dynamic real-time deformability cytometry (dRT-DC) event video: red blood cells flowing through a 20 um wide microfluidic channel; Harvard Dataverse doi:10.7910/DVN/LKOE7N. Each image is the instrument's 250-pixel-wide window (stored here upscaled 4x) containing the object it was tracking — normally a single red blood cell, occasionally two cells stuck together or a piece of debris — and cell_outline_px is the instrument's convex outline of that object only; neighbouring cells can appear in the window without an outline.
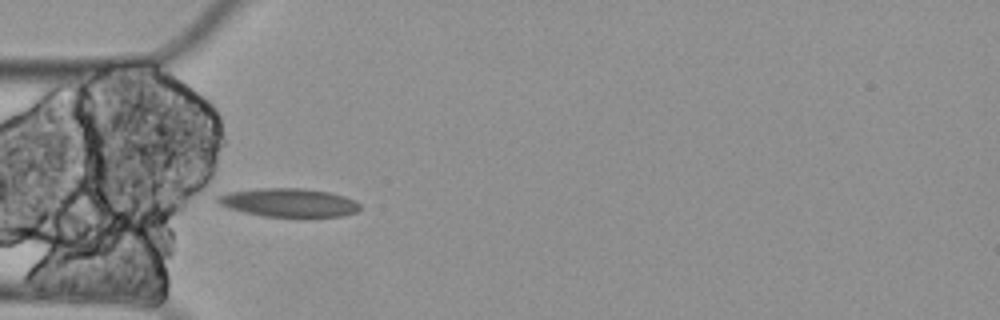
{"species": "Egyptian fruit bat (a non-hibernating species)", "species_latin": "Rousettus aegyptiacus", "temperature_condition": "cold", "stored_images_in_passage": 7, "camera_frame_rate_fps": 3000, "um_per_image_px": 0.085, "animal": {"sex": "female"}, "frame": {"image": 1, "passage_image": 5, "time_ms": 1.333, "image_size_px": [1000, 320], "cell_outline_px": [[360, 208], [356, 212], [340, 216], [264, 216], [244, 212], [228, 208], [220, 204], [216, 200], [216, 196], [228, 192], [260, 188], [300, 188], [328, 192], [344, 196], [360, 204]], "centroid_in_image_um": [24.51, 17.21], "position_along_channel_um": 60.5, "area_um2": 23.29}}
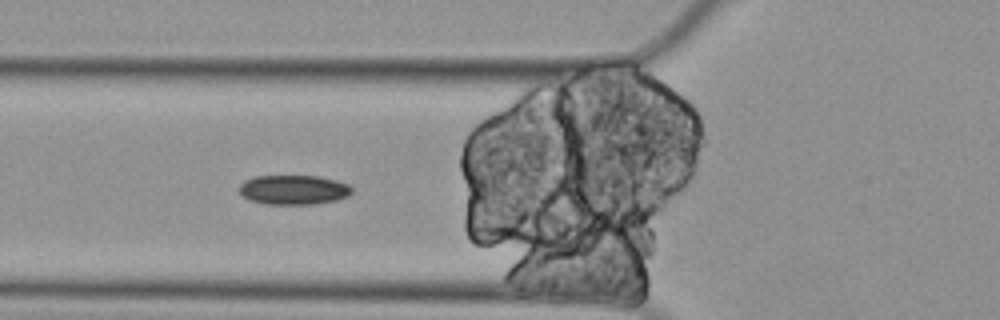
{"frame": {"image": 2, "passage_image": 6, "time_ms": 1.667, "image_size_px": [1000, 320], "cell_outline_px": [[352, 192], [348, 196], [336, 200], [312, 204], [264, 204], [248, 200], [240, 192], [240, 184], [244, 180], [252, 176], [320, 176], [336, 180], [348, 184], [352, 188]], "centroid_in_image_um": [24.94, 16.13], "position_along_channel_um": 100.9, "area_um2": 19.48}}
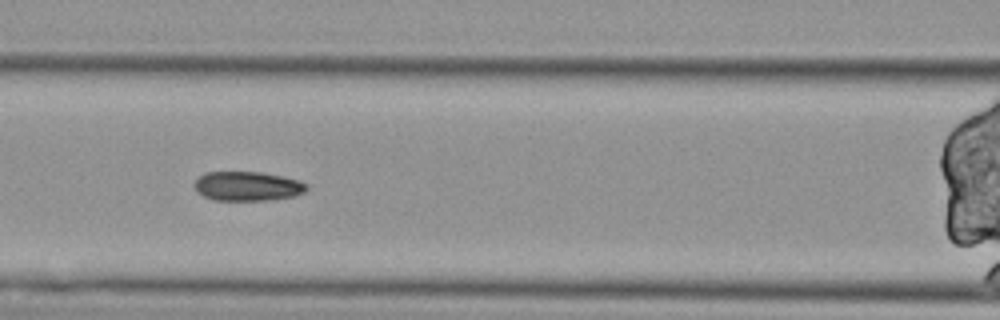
{"frame": {"image": 3, "passage_image": 7, "time_ms": 2.0, "image_size_px": [1000, 320], "cell_outline_px": [[308, 188], [304, 192], [296, 196], [268, 200], [216, 200], [204, 196], [196, 192], [196, 180], [204, 172], [264, 172], [284, 176], [300, 180], [308, 184]], "centroid_in_image_um": [21.09, 15.82], "position_along_channel_um": 145.5, "area_um2": 19.31}}